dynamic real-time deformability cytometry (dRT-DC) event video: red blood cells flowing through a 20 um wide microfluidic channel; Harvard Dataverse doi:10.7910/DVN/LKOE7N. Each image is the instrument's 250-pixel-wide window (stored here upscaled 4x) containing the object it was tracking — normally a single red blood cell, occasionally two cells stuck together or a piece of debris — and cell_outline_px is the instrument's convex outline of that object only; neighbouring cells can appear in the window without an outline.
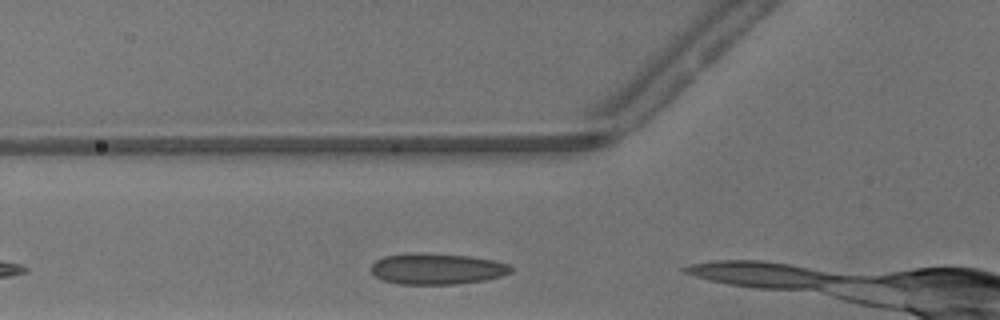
{"species": "common noctule bat (a hibernating species)", "species_latin": "Nyctalus noctula", "temperature_condition": "warm", "stored_images_in_passage": 4, "camera_frame_rate_fps": 3000, "um_per_image_px": 0.085, "animal": {"sex": "male", "body_mass_g": 13.3}, "frame": {"image": 1, "passage_image": 3, "time_ms": 0.667, "image_size_px": [1000, 320], "cell_outline_px": [[512, 272], [500, 276], [484, 280], [456, 284], [400, 284], [384, 280], [376, 276], [372, 272], [372, 264], [376, 260], [384, 256], [416, 252], [420, 252], [472, 256], [496, 260], [512, 264]], "centroid_in_image_um": [37.19, 22.83], "position_along_channel_um": 88.6, "area_um2": 25.49}}